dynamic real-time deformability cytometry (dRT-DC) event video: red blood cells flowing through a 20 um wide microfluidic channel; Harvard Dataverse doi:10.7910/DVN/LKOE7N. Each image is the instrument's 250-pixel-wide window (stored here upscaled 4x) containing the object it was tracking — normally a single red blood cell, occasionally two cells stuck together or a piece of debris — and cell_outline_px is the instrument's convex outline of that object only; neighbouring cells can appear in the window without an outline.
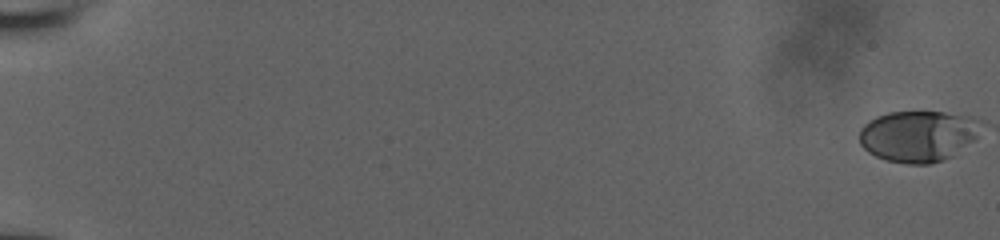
{"species": "human", "species_latin": "Homo sapiens", "temperature_condition": "room temperature", "stored_images_in_passage": 33, "camera_frame_rate_fps": 3000, "um_per_image_px": 0.085, "donor": {"sex": "male"}, "frame": {"image": 1, "passage_image": 1, "time_ms": 0.0, "image_size_px": [1000, 240], "cell_outline_px": [[984, 124], [976, 140], [952, 156], [944, 160], [928, 164], [908, 164], [888, 160], [876, 156], [868, 152], [860, 144], [860, 128], [868, 120], [876, 116], [888, 112], [944, 112], [972, 116], [984, 120]], "centroid_in_image_um": [78.11, 11.55], "position_along_channel_um": 6.9, "area_um2": 36.93}}
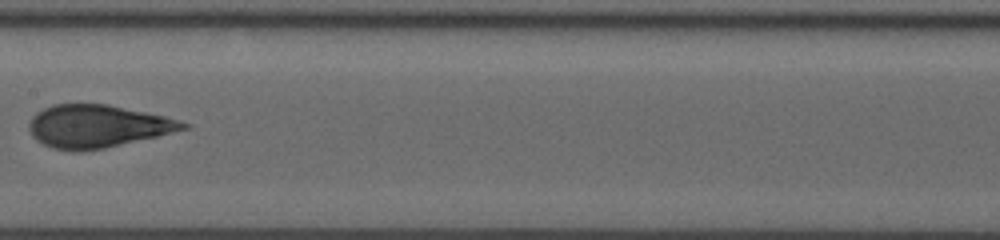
{"frame": {"image": 2, "passage_image": 19, "time_ms": 11.0, "image_size_px": [1000, 240], "cell_outline_px": [[192, 124], [188, 128], [156, 136], [104, 148], [80, 152], [72, 152], [52, 148], [36, 140], [32, 136], [28, 128], [28, 124], [32, 116], [36, 112], [52, 104], [108, 104], [164, 116], [180, 120]], "centroid_in_image_um": [8.24, 10.73], "position_along_channel_um": 199.2, "area_um2": 38.38}}
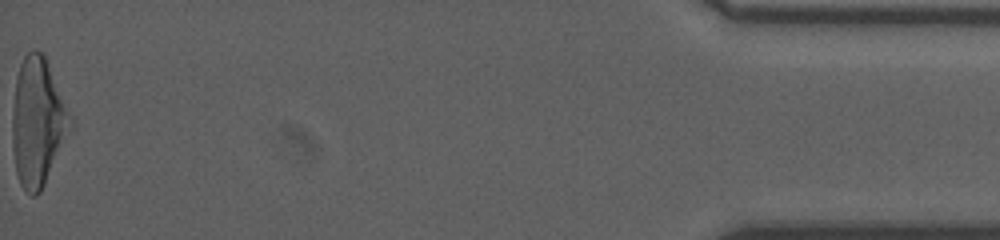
{"frame": {"image": 3, "passage_image": 33, "time_ms": 19.333, "image_size_px": [1000, 240], "cell_outline_px": [[76, 124], [40, 192], [36, 196], [32, 196], [20, 184], [16, 172], [12, 148], [12, 116], [16, 76], [20, 64], [24, 56], [32, 48], [44, 52]], "centroid_in_image_um": [3.25, 10.34], "position_along_channel_um": 432.0, "area_um2": 44.39}, "authors_computed_cell_mechanics": {"area_um2": 37.3388, "velocity_mm_per_s": 3.8488, "shape_relaxation_time_tau1_ms": 5.5633, "shape_relaxation_time_tau2_ms": 0.9208, "deformation_change_tau1": 0.2084, "deformation_change_tau2": 0.0792}}